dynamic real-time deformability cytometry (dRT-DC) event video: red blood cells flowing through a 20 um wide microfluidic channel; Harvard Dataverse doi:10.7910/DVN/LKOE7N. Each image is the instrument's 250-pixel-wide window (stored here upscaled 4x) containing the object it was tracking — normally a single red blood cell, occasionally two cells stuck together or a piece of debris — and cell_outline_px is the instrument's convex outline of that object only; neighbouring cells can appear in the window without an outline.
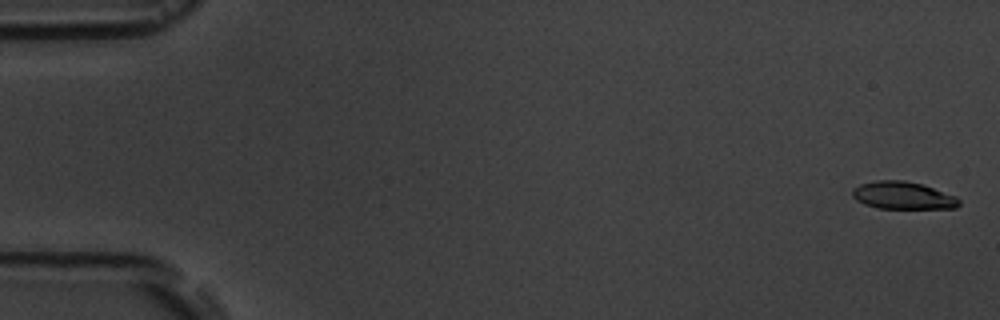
{"species": "common noctule bat (a hibernating species)", "species_latin": "Nyctalus noctula", "temperature_condition": "room temperature", "stored_images_in_passage": 8, "camera_frame_rate_fps": 3000, "um_per_image_px": 0.085, "animal": {"sex": "male", "body_mass_g": 19.5, "forearm_length_mm": 54.6}, "frame": {"image": 1, "passage_image": 1, "time_ms": 0.0, "image_size_px": [1000, 320], "cell_outline_px": [[960, 204], [956, 208], [876, 208], [864, 204], [856, 200], [852, 196], [852, 188], [860, 184], [876, 180], [904, 180], [924, 184], [956, 196], [960, 200]], "centroid_in_image_um": [76.74, 16.6], "position_along_channel_um": 8.3, "area_um2": 17.28}}
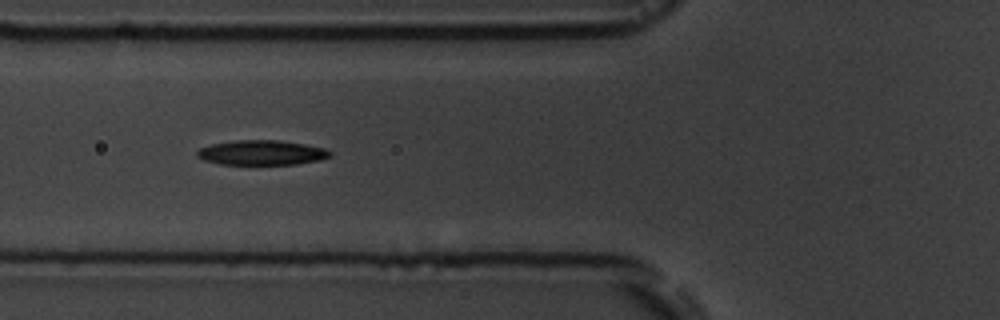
{"frame": {"image": 2, "passage_image": 7, "time_ms": 6.667, "image_size_px": [1000, 320], "cell_outline_px": [[332, 156], [320, 160], [296, 164], [220, 164], [204, 160], [196, 156], [196, 152], [200, 148], [212, 144], [232, 140], [280, 140], [304, 144], [324, 148], [332, 152]], "centroid_in_image_um": [22.25, 12.97], "position_along_channel_um": 103.6, "area_um2": 19.25}}
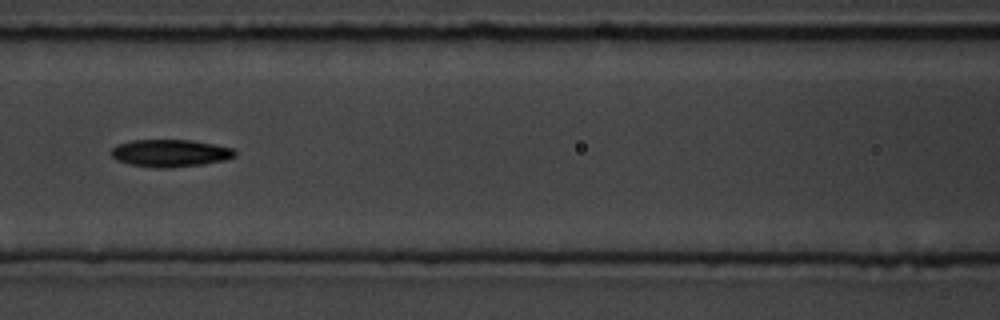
{"frame": {"image": 3, "passage_image": 8, "time_ms": 8.0, "image_size_px": [1000, 320], "cell_outline_px": [[236, 156], [224, 160], [204, 164], [164, 168], [156, 168], [132, 164], [116, 160], [108, 152], [116, 144], [132, 140], [192, 140], [216, 144], [232, 148], [236, 152]], "centroid_in_image_um": [14.45, 13.0], "position_along_channel_um": 152.1, "area_um2": 19.83}}